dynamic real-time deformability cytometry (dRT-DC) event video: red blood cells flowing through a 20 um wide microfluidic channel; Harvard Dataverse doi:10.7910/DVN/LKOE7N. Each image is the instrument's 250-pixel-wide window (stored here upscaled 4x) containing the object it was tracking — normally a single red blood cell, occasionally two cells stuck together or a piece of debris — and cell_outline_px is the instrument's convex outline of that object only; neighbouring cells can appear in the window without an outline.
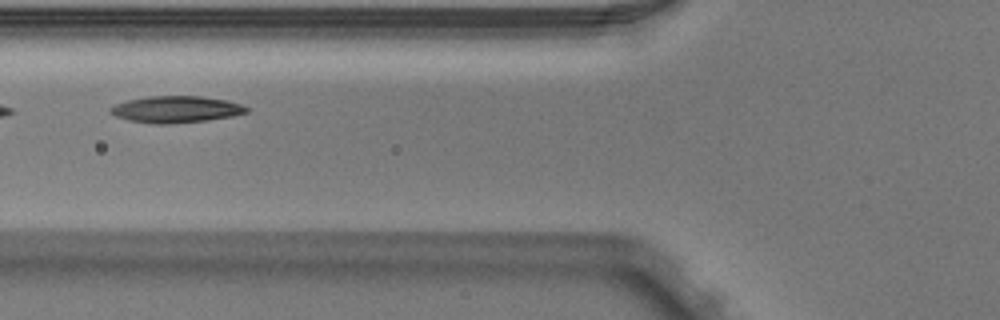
{"species": "Egyptian fruit bat (a non-hibernating species)", "species_latin": "Rousettus aegyptiacus", "temperature_condition": "warm", "stored_images_in_passage": 3, "camera_frame_rate_fps": 3000, "um_per_image_px": 0.085, "animal": {"sex": "male"}, "frame": {"image": 1, "passage_image": 2, "time_ms": 0.333, "image_size_px": [1000, 320], "cell_outline_px": [[248, 112], [232, 116], [208, 120], [168, 124], [156, 124], [128, 120], [116, 116], [108, 112], [108, 108], [116, 104], [128, 100], [148, 96], [200, 96], [224, 100], [240, 104], [248, 108]], "centroid_in_image_um": [14.92, 9.3], "position_along_channel_um": 110.9, "area_um2": 21.04}}
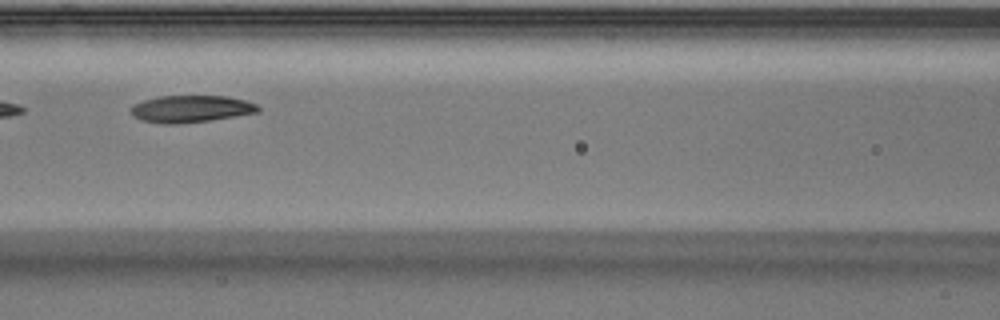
{"frame": {"image": 2, "passage_image": 3, "time_ms": 0.667, "image_size_px": [1000, 320], "cell_outline_px": [[260, 112], [212, 120], [176, 124], [164, 124], [140, 120], [132, 116], [128, 108], [132, 104], [144, 100], [160, 96], [228, 96], [244, 100], [256, 104], [260, 108]], "centroid_in_image_um": [16.19, 9.26], "position_along_channel_um": 150.4, "area_um2": 20.29}}